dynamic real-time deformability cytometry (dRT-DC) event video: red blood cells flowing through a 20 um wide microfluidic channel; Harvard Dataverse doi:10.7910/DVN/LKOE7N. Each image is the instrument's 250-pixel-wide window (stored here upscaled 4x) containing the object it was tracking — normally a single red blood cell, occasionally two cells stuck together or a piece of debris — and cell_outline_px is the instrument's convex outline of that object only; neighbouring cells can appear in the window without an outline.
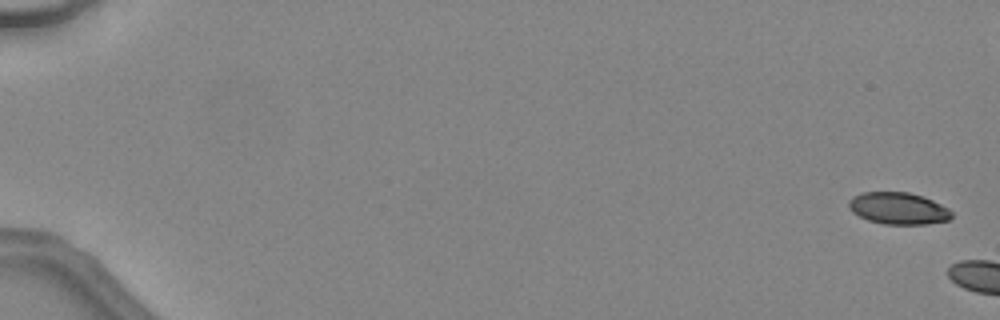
{"species": "common noctule bat (a hibernating species)", "species_latin": "Nyctalus noctula", "temperature_condition": "warm", "stored_images_in_passage": 4, "camera_frame_rate_fps": 3000, "um_per_image_px": 0.085, "animal": {"sex": "female", "body_mass_g": 24.6, "forearm_length_mm": 56.2}, "frame": {"image": 1, "passage_image": 1, "time_ms": 0.0, "image_size_px": [1000, 320], "cell_outline_px": [[952, 216], [948, 220], [928, 224], [884, 224], [868, 220], [852, 212], [848, 208], [848, 200], [852, 196], [860, 192], [908, 192], [924, 196], [948, 208], [952, 212]], "centroid_in_image_um": [76.33, 17.7], "position_along_channel_um": 8.7, "area_um2": 19.25}}